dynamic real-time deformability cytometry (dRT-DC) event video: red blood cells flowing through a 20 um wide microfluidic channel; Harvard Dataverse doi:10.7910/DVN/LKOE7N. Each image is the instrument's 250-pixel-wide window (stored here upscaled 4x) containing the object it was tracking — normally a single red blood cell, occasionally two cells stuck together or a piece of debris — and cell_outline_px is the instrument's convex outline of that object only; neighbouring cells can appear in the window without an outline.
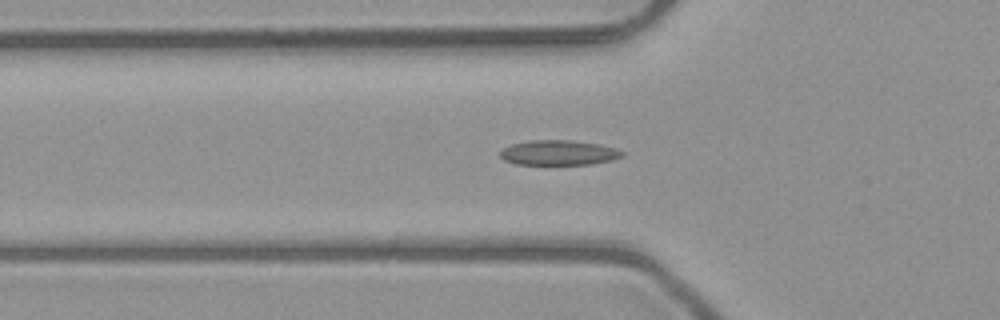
{"species": "common noctule bat (a hibernating species)", "species_latin": "Nyctalus noctula", "temperature_condition": "room temperature", "stored_images_in_passage": 47, "camera_frame_rate_fps": 3000, "um_per_image_px": 0.085, "animal": {"sex": "male", "body_mass_g": 23.1, "forearm_length_mm": 52.7}, "frame": {"image": 1, "passage_image": 17, "time_ms": 5.333, "image_size_px": [1000, 320], "cell_outline_px": [[624, 156], [612, 160], [592, 164], [516, 164], [504, 160], [500, 156], [500, 152], [504, 148], [512, 144], [528, 140], [572, 140], [596, 144], [616, 148], [624, 152]], "centroid_in_image_um": [47.49, 12.98], "position_along_channel_um": 78.3, "area_um2": 17.69}}
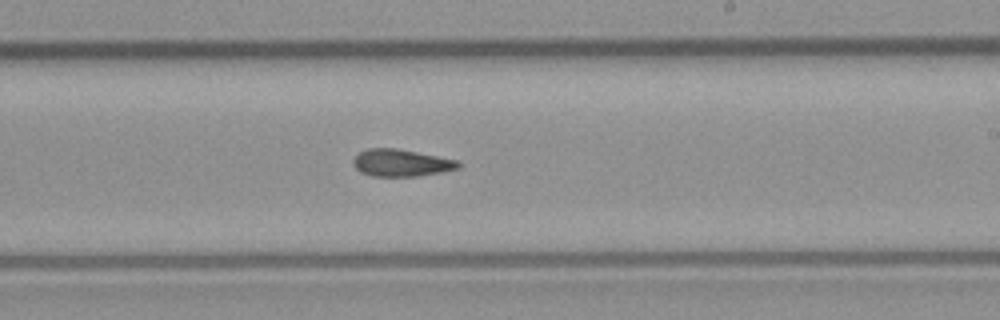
{"frame": {"image": 2, "passage_image": 30, "time_ms": 9.667, "image_size_px": [1000, 320], "cell_outline_px": [[460, 168], [420, 176], [372, 176], [360, 172], [352, 164], [352, 160], [360, 152], [368, 148], [396, 148], [456, 160], [460, 164]], "centroid_in_image_um": [34.06, 13.85], "position_along_channel_um": 254.9, "area_um2": 16.47}}
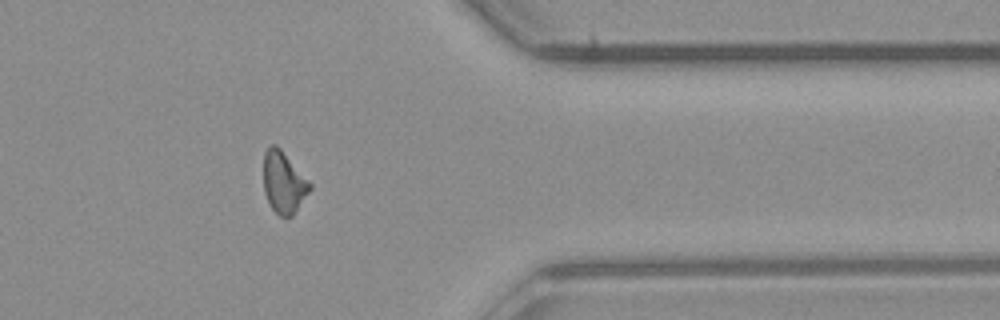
{"frame": {"image": 3, "passage_image": 41, "time_ms": 13.333, "image_size_px": [1000, 320], "cell_outline_px": [[312, 188], [292, 216], [280, 216], [272, 208], [264, 192], [264, 152], [272, 144], [276, 144], [280, 148], [312, 184]], "centroid_in_image_um": [24.12, 15.49], "position_along_channel_um": 387.3, "area_um2": 16.42}}